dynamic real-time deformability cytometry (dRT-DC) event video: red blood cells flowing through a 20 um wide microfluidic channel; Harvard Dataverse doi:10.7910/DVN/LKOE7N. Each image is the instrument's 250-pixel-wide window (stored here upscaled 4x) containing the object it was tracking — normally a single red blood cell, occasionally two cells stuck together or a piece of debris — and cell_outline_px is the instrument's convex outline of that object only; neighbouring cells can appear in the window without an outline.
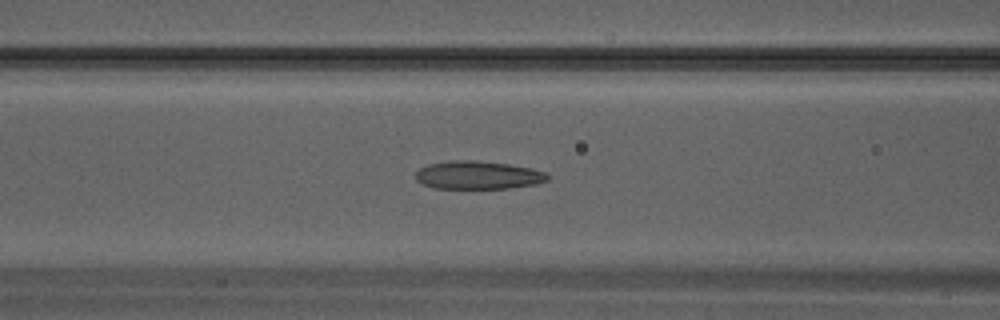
{"species": "Egyptian fruit bat (a non-hibernating species)", "species_latin": "Rousettus aegyptiacus", "temperature_condition": "warm", "stored_images_in_passage": 34, "camera_frame_rate_fps": 3000, "um_per_image_px": 0.085, "animal": {"sex": "male"}, "frame": {"image": 1, "passage_image": 14, "time_ms": 4.333, "image_size_px": [1000, 320], "cell_outline_px": [[552, 176], [548, 180], [536, 184], [508, 188], [436, 188], [424, 184], [416, 180], [416, 172], [420, 168], [428, 164], [452, 160], [472, 160], [508, 164], [532, 168], [544, 172]], "centroid_in_image_um": [40.66, 14.88], "position_along_channel_um": 125.9, "area_um2": 21.56}}
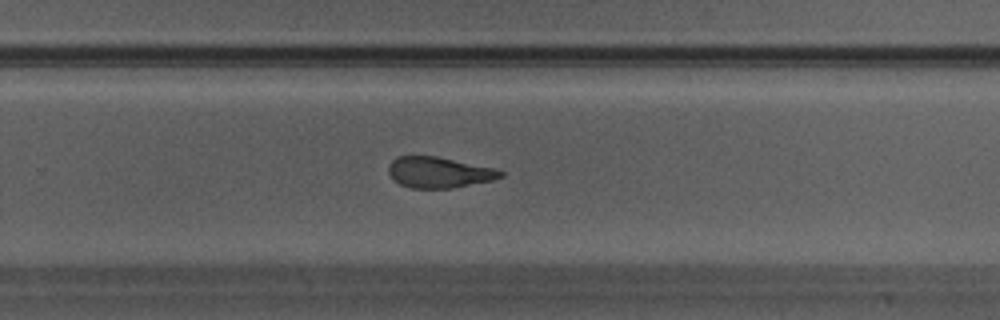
{"frame": {"image": 2, "passage_image": 22, "time_ms": 7.0, "image_size_px": [1000, 320], "cell_outline_px": [[504, 176], [492, 180], [452, 188], [412, 188], [400, 184], [388, 172], [388, 164], [396, 156], [436, 156], [492, 168], [504, 172]], "centroid_in_image_um": [37.28, 14.65], "position_along_channel_um": 292.5, "area_um2": 19.88}}
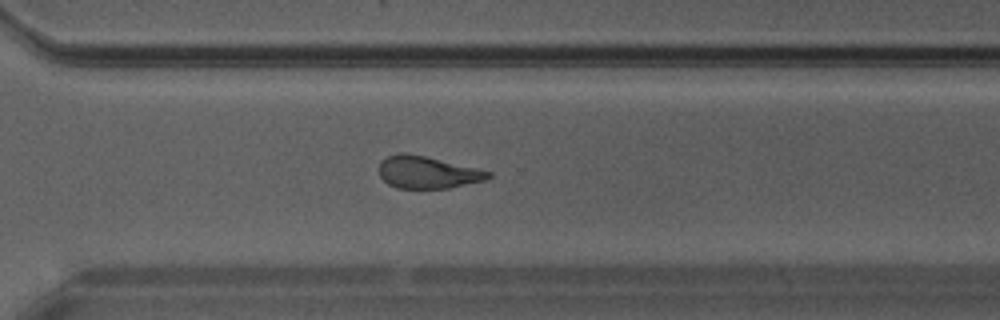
{"frame": {"image": 3, "passage_image": 24, "time_ms": 7.667, "image_size_px": [1000, 320], "cell_outline_px": [[492, 176], [484, 180], [448, 188], [396, 188], [388, 184], [380, 176], [380, 160], [388, 156], [424, 156], [476, 168], [492, 172]], "centroid_in_image_um": [36.36, 14.69], "position_along_channel_um": 334.2, "area_um2": 19.71}}